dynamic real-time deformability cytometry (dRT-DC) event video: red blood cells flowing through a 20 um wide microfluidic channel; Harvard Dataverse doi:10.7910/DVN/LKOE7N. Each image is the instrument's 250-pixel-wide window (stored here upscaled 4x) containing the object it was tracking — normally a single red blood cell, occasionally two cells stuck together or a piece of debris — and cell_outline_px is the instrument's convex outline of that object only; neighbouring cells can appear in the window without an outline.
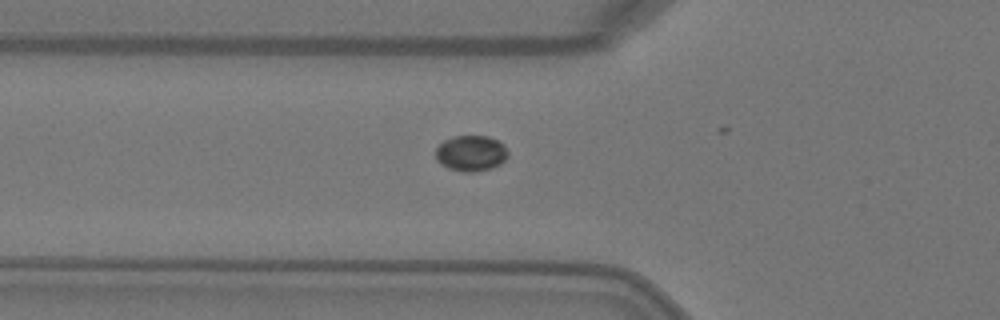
{"species": "Egyptian fruit bat (a non-hibernating species)", "species_latin": "Rousettus aegyptiacus", "temperature_condition": "warm", "stored_images_in_passage": 5, "camera_frame_rate_fps": 3000, "um_per_image_px": 0.085, "animal": {"sex": "female"}, "frame": {"image": 1, "passage_image": 5, "time_ms": 1.333, "image_size_px": [1000, 320], "cell_outline_px": [[508, 156], [500, 164], [492, 168], [472, 172], [464, 172], [448, 168], [440, 164], [436, 160], [436, 148], [444, 140], [452, 136], [488, 136], [500, 140], [504, 144], [508, 152]], "centroid_in_image_um": [40.04, 13.02], "position_along_channel_um": 85.8, "area_um2": 15.26}}